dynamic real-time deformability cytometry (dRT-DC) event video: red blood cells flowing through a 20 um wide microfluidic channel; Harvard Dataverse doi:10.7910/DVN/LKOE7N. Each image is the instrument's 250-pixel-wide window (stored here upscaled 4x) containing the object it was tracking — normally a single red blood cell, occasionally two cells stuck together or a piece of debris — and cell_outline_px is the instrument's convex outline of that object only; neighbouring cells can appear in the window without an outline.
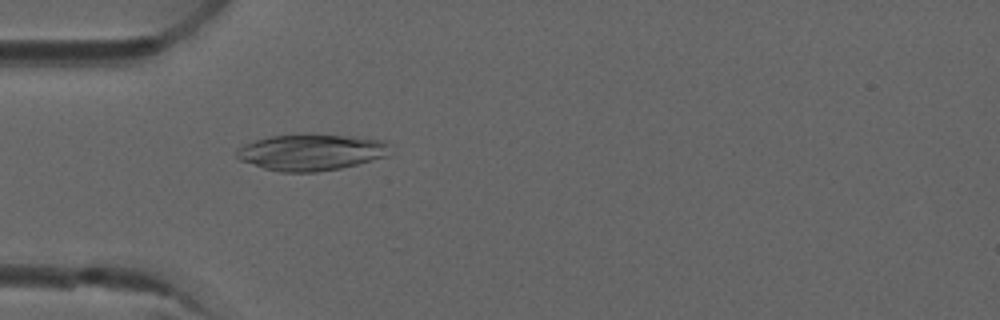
{"species": "common noctule bat (a hibernating species)", "species_latin": "Nyctalus noctula", "temperature_condition": "room temperature", "stored_images_in_passage": 5, "camera_frame_rate_fps": 3000, "um_per_image_px": 0.085, "animal": {"sex": "male", "forearm_length_mm": 52.5}, "frame": {"image": 1, "passage_image": 5, "time_ms": 1.333, "image_size_px": [1000, 320], "cell_outline_px": [[392, 144], [388, 156], [340, 168], [316, 172], [280, 172], [264, 168], [240, 160], [236, 156], [236, 152], [244, 144], [268, 136], [308, 132], [312, 132], [356, 136], [388, 140]], "centroid_in_image_um": [26.52, 12.89], "position_along_channel_um": 58.5, "area_um2": 33.41}}